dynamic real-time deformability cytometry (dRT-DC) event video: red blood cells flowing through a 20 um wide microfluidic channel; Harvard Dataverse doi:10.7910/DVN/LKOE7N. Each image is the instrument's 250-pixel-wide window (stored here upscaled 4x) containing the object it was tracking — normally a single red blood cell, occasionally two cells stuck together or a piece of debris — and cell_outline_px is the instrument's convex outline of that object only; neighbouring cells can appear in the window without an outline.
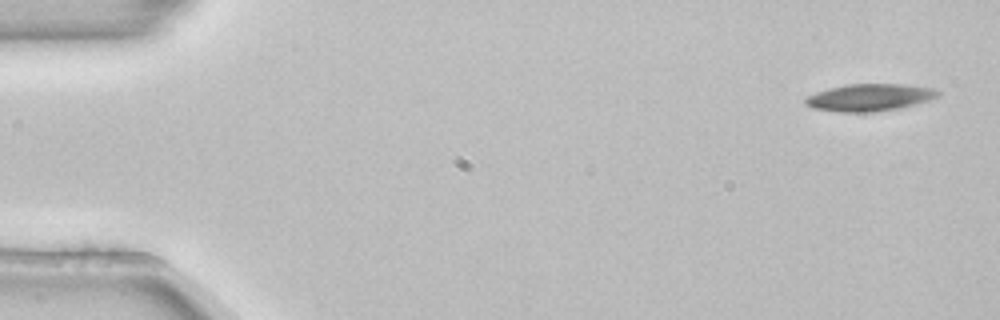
{"species": "common noctule bat (a hibernating species)", "species_latin": "Nyctalus noctula", "temperature_condition": "room temperature", "stored_images_in_passage": 3, "camera_frame_rate_fps": 3000, "um_per_image_px": 0.085, "animal": {"sex": "female", "body_mass_g": 22.7, "forearm_length_mm": 54.2}, "frame": {"image": 1, "passage_image": 1, "time_ms": 0.0, "image_size_px": [1000, 320], "cell_outline_px": [[940, 92], [936, 96], [928, 100], [916, 104], [900, 108], [872, 112], [840, 112], [812, 108], [804, 104], [804, 100], [808, 96], [816, 92], [828, 88], [848, 84], [908, 84], [932, 88]], "centroid_in_image_um": [73.88, 8.28], "position_along_channel_um": 11.1, "area_um2": 20.98}}
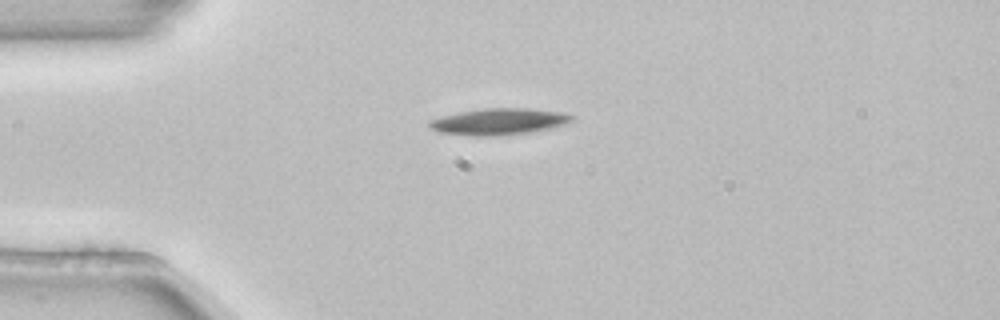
{"frame": {"image": 2, "passage_image": 3, "time_ms": 0.667, "image_size_px": [1000, 320], "cell_outline_px": [[576, 116], [572, 120], [564, 124], [532, 132], [500, 136], [472, 136], [440, 132], [428, 128], [428, 120], [460, 112], [484, 108], [528, 108], [568, 112]], "centroid_in_image_um": [42.43, 10.33], "position_along_channel_um": 42.6, "area_um2": 22.2}}